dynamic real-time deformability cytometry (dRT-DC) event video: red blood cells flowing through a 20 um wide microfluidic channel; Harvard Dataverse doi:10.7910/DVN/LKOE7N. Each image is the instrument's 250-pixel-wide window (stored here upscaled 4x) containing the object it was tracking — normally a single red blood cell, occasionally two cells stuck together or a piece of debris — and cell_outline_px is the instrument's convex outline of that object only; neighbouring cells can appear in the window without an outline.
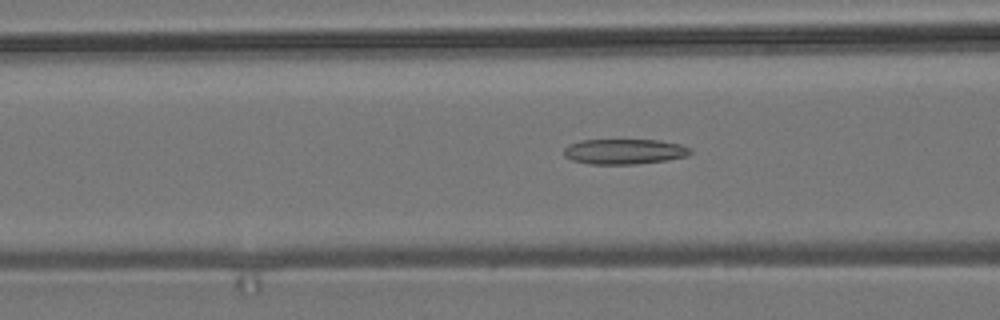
{"species": "common noctule bat (a hibernating species)", "species_latin": "Nyctalus noctula", "temperature_condition": "room temperature", "stored_images_in_passage": 54, "camera_frame_rate_fps": 3000, "um_per_image_px": 0.085, "animal": {"sex": "male", "body_mass_g": 19.2, "forearm_length_mm": 51.8}, "frame": {"image": 1, "passage_image": 21, "time_ms": 6.667, "image_size_px": [1000, 320], "cell_outline_px": [[692, 152], [688, 156], [668, 160], [636, 164], [588, 164], [572, 160], [564, 156], [564, 148], [568, 144], [580, 140], [660, 140], [680, 144], [692, 148]], "centroid_in_image_um": [53.08, 12.88], "position_along_channel_um": 113.5, "area_um2": 18.84}}
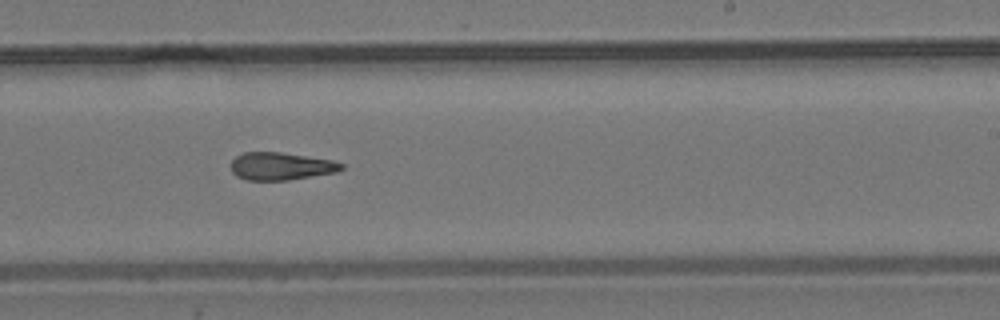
{"frame": {"image": 2, "passage_image": 33, "time_ms": 10.667, "image_size_px": [1000, 320], "cell_outline_px": [[344, 168], [336, 172], [288, 180], [244, 180], [236, 176], [232, 172], [232, 160], [236, 156], [244, 152], [280, 152], [332, 160], [344, 164]], "centroid_in_image_um": [23.87, 14.13], "position_along_channel_um": 265.1, "area_um2": 17.74}}
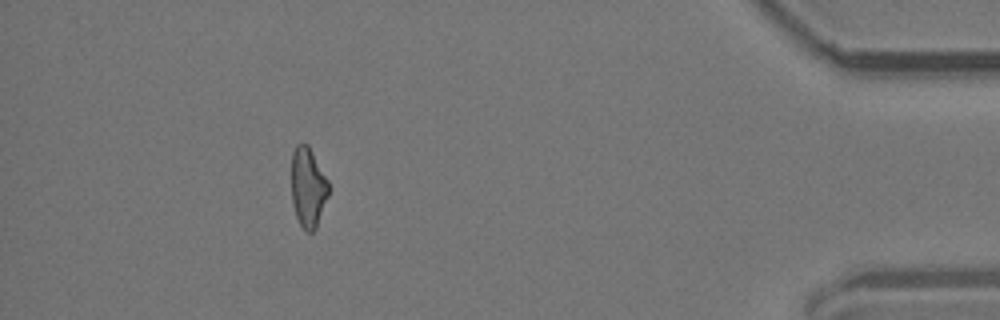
{"frame": {"image": 3, "passage_image": 49, "time_ms": 16.0, "image_size_px": [1000, 320], "cell_outline_px": [[328, 196], [316, 228], [312, 232], [308, 232], [300, 224], [296, 216], [292, 204], [292, 152], [296, 144], [304, 140], [308, 144], [328, 180]], "centroid_in_image_um": [26.17, 15.88], "position_along_channel_um": 409.0, "area_um2": 17.34}, "authors_computed_cell_mechanics": {"area_um2": 18.6116, "velocity_mm_per_s": 3.8014, "shape_relaxation_time_tau1_ms": null, "shape_relaxation_time_tau2_ms": 4.7795, "deformation_change_tau1": null, "deformation_change_tau2": 0.1672}}